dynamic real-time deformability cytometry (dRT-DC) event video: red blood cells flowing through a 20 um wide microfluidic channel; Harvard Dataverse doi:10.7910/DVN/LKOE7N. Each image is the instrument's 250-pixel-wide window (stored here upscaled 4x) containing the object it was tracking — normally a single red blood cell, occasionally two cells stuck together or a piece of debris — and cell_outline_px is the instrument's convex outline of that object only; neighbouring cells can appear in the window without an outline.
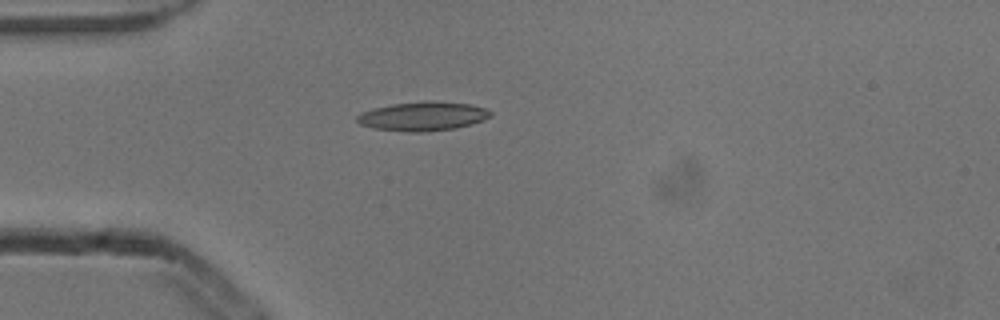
{"species": "common noctule bat (a hibernating species)", "species_latin": "Nyctalus noctula", "temperature_condition": "cold", "stored_images_in_passage": 4, "camera_frame_rate_fps": 3000, "um_per_image_px": 0.085, "animal": {"sex": "male", "body_mass_g": 13.3}, "frame": {"image": 1, "passage_image": 4, "time_ms": 1.0, "image_size_px": [1000, 320], "cell_outline_px": [[492, 116], [484, 120], [472, 124], [456, 128], [424, 132], [412, 132], [372, 128], [360, 124], [356, 120], [356, 116], [360, 112], [372, 108], [392, 104], [424, 100], [468, 104], [484, 108], [492, 112]], "centroid_in_image_um": [35.92, 9.88], "position_along_channel_um": 49.1, "area_um2": 22.72}}